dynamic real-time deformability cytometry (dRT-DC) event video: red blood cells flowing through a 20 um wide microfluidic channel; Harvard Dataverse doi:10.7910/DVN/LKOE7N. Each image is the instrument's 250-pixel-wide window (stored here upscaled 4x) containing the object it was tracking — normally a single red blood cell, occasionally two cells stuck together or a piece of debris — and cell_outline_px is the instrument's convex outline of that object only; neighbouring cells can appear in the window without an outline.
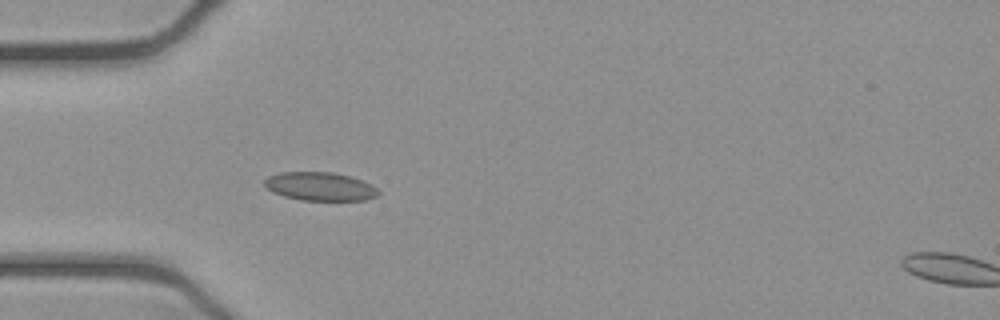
{"species": "common noctule bat (a hibernating species)", "species_latin": "Nyctalus noctula", "temperature_condition": "cold", "stored_images_in_passage": 52, "camera_frame_rate_fps": 3000, "um_per_image_px": 0.085, "animal": {"sex": "female", "body_mass_g": 21.9}, "frame": {"image": 1, "passage_image": 15, "time_ms": 4.667, "image_size_px": [1000, 320], "cell_outline_px": [[380, 192], [376, 196], [368, 200], [300, 200], [284, 196], [272, 192], [264, 188], [264, 180], [268, 176], [280, 172], [332, 172], [348, 176], [372, 184]], "centroid_in_image_um": [27.17, 15.85], "position_along_channel_um": 57.8, "area_um2": 18.96}}
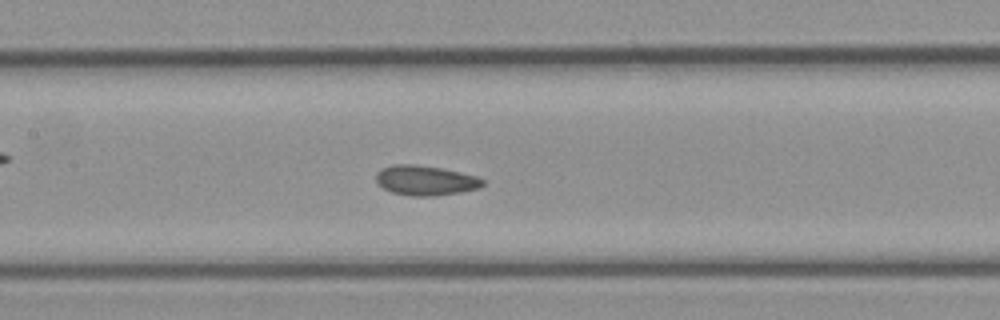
{"frame": {"image": 2, "passage_image": 24, "time_ms": 7.667, "image_size_px": [1000, 320], "cell_outline_px": [[484, 184], [480, 188], [460, 192], [436, 196], [412, 196], [392, 192], [384, 188], [376, 180], [376, 172], [380, 168], [392, 164], [416, 164], [440, 168], [460, 172], [476, 176], [484, 180]], "centroid_in_image_um": [36.15, 15.33], "position_along_channel_um": 171.2, "area_um2": 18.61}}
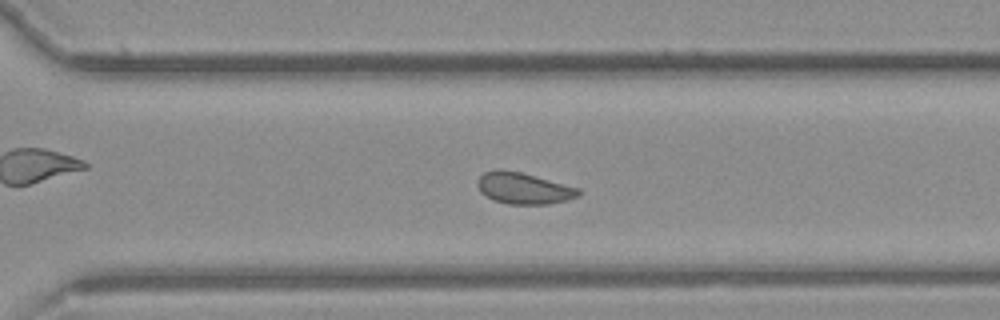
{"frame": {"image": 3, "passage_image": 36, "time_ms": 11.667, "image_size_px": [1000, 320], "cell_outline_px": [[580, 196], [548, 204], [508, 204], [492, 200], [480, 192], [476, 184], [476, 180], [484, 172], [500, 168], [520, 172], [580, 188]], "centroid_in_image_um": [44.46, 16.0], "position_along_channel_um": 326.1, "area_um2": 18.55}, "authors_computed_cell_mechanics": {"area_um2": 18.9006, "velocity_mm_per_s": 3.8845, "shape_relaxation_time_tau1_ms": null, "shape_relaxation_time_tau2_ms": 2.32, "deformation_change_tau1": null, "deformation_change_tau2": 0.058}}